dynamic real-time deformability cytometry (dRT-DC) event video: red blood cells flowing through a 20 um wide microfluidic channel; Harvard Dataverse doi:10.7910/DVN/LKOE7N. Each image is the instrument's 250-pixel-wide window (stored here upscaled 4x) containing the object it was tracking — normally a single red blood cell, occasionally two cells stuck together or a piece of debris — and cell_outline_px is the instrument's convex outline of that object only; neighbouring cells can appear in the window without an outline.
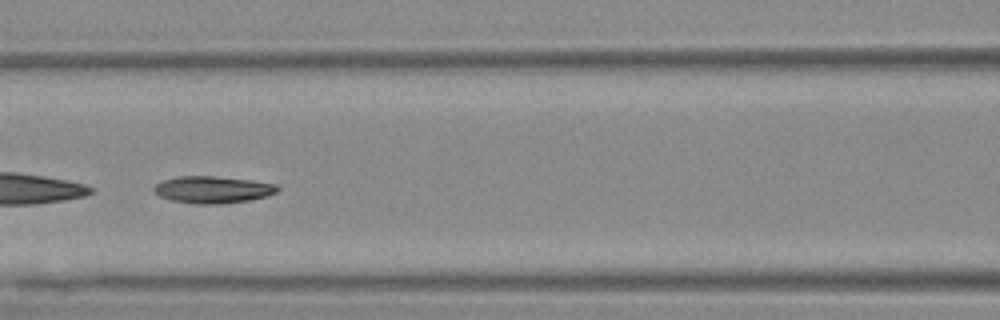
{"species": "Egyptian fruit bat (a non-hibernating species)", "species_latin": "Rousettus aegyptiacus", "temperature_condition": "warm", "stored_images_in_passage": 55, "camera_frame_rate_fps": 3000, "um_per_image_px": 0.085, "animal": {"sex": "female"}, "frame": {"image": 1, "passage_image": 25, "time_ms": 8.0, "image_size_px": [1000, 320], "cell_outline_px": [[280, 188], [276, 192], [268, 196], [248, 200], [220, 204], [196, 204], [172, 200], [160, 196], [152, 188], [156, 184], [164, 180], [176, 176], [216, 176], [248, 180], [276, 184]], "centroid_in_image_um": [18.08, 16.12], "position_along_channel_um": 148.5, "area_um2": 19.31}}
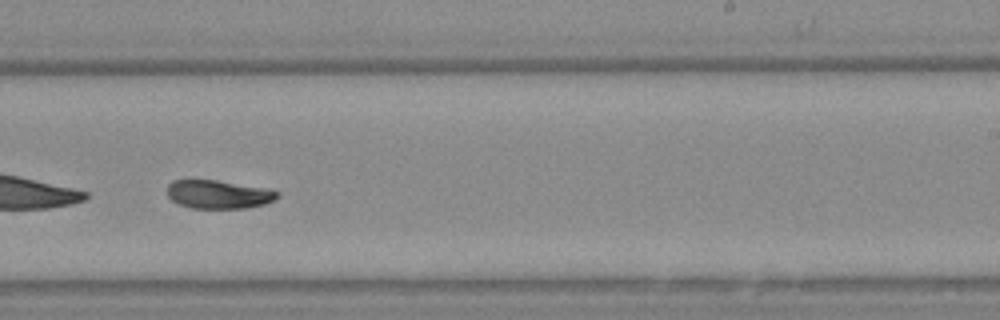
{"frame": {"image": 2, "passage_image": 35, "time_ms": 11.333, "image_size_px": [1000, 320], "cell_outline_px": [[280, 196], [264, 204], [244, 208], [192, 208], [180, 204], [172, 200], [168, 196], [168, 184], [172, 180], [216, 180], [260, 188], [280, 192]], "centroid_in_image_um": [18.53, 16.52], "position_along_channel_um": 270.5, "area_um2": 17.86}}